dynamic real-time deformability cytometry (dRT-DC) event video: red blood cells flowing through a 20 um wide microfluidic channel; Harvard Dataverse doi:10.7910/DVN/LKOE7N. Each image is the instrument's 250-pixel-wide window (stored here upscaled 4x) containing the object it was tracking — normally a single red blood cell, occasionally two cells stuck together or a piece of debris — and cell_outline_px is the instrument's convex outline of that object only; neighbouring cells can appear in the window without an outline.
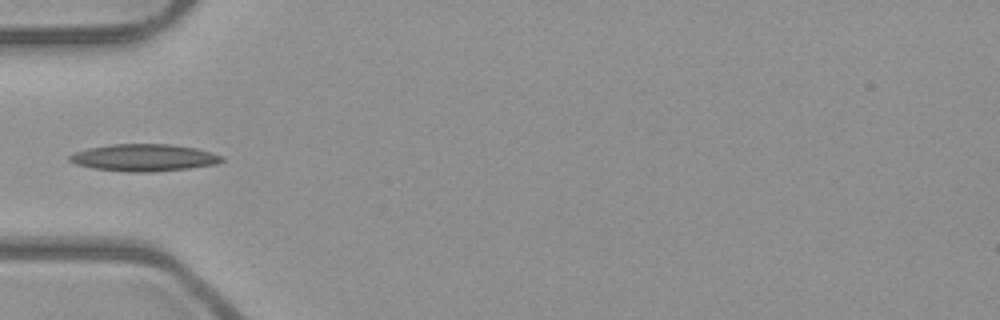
{"species": "common noctule bat (a hibernating species)", "species_latin": "Nyctalus noctula", "temperature_condition": "room temperature", "stored_images_in_passage": 3, "camera_frame_rate_fps": 3000, "um_per_image_px": 0.085, "animal": {"sex": "male", "body_mass_g": 23.1, "forearm_length_mm": 52.7}, "frame": {"image": 1, "passage_image": 3, "time_ms": 0.667, "image_size_px": [1000, 320], "cell_outline_px": [[224, 160], [216, 164], [188, 168], [152, 172], [128, 172], [92, 168], [76, 164], [68, 160], [68, 156], [76, 152], [88, 148], [112, 144], [172, 144], [196, 148], [212, 152], [224, 156]], "centroid_in_image_um": [12.25, 13.4], "position_along_channel_um": 72.7, "area_um2": 24.1}}